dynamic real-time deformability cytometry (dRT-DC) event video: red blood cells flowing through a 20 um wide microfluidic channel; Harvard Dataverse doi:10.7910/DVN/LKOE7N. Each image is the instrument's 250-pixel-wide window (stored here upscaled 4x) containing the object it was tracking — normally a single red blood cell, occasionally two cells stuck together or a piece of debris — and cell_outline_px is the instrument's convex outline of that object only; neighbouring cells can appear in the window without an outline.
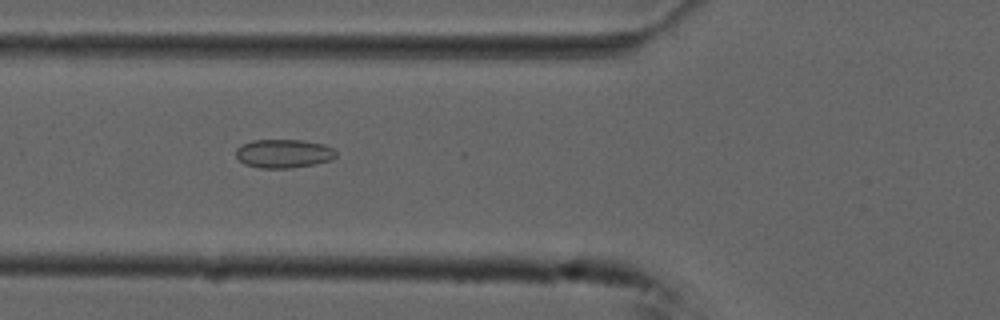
{"species": "common noctule bat (a hibernating species)", "species_latin": "Nyctalus noctula", "temperature_condition": "cold", "stored_images_in_passage": 54, "camera_frame_rate_fps": 3000, "um_per_image_px": 0.085, "animal": {"sex": "male", "forearm_length_mm": 52.5}, "frame": {"image": 1, "passage_image": 20, "time_ms": 6.333, "image_size_px": [1000, 320], "cell_outline_px": [[336, 156], [332, 160], [316, 164], [292, 168], [260, 168], [244, 164], [236, 156], [236, 148], [240, 144], [252, 140], [304, 140], [324, 144], [336, 148]], "centroid_in_image_um": [24.14, 13.05], "position_along_channel_um": 101.7, "area_um2": 17.05}}
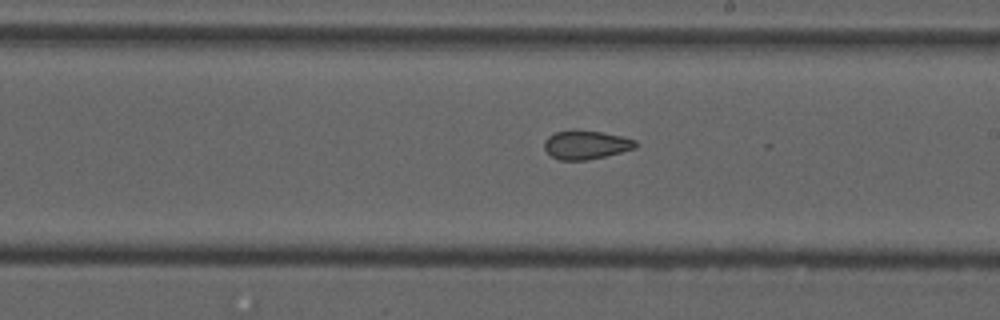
{"frame": {"image": 2, "passage_image": 31, "time_ms": 10.0, "image_size_px": [1000, 320], "cell_outline_px": [[640, 144], [636, 148], [588, 160], [560, 160], [552, 156], [544, 148], [544, 140], [548, 136], [556, 132], [576, 128], [600, 132], [620, 136], [636, 140]], "centroid_in_image_um": [49.8, 12.29], "position_along_channel_um": 239.2, "area_um2": 15.43}}
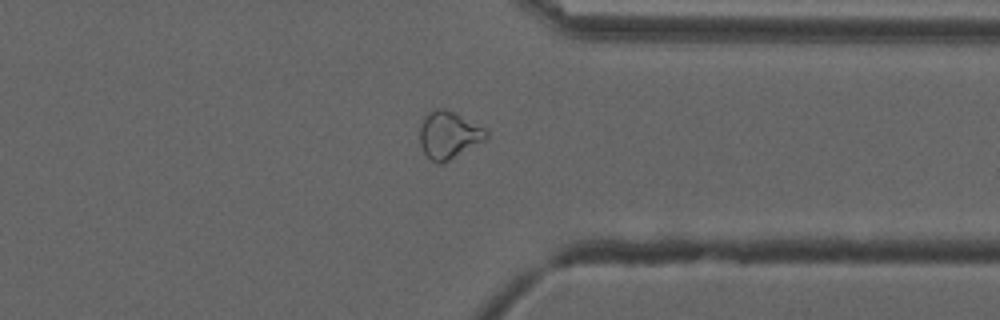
{"frame": {"image": 3, "passage_image": 42, "time_ms": 13.667, "image_size_px": [1000, 320], "cell_outline_px": [[488, 136], [484, 140], [448, 160], [440, 164], [436, 164], [424, 152], [420, 144], [420, 124], [424, 116], [428, 112], [436, 108], [444, 108], [456, 112], [484, 128], [488, 132]], "centroid_in_image_um": [38.11, 11.44], "position_along_channel_um": 373.3, "area_um2": 18.15}, "authors_computed_cell_mechanics": {"area_um2": 18.2648, "velocity_mm_per_s": 3.75, "shape_relaxation_time_tau1_ms": null, "shape_relaxation_time_tau2_ms": 1.9049, "deformation_change_tau1": null, "deformation_change_tau2": 0.0764}}